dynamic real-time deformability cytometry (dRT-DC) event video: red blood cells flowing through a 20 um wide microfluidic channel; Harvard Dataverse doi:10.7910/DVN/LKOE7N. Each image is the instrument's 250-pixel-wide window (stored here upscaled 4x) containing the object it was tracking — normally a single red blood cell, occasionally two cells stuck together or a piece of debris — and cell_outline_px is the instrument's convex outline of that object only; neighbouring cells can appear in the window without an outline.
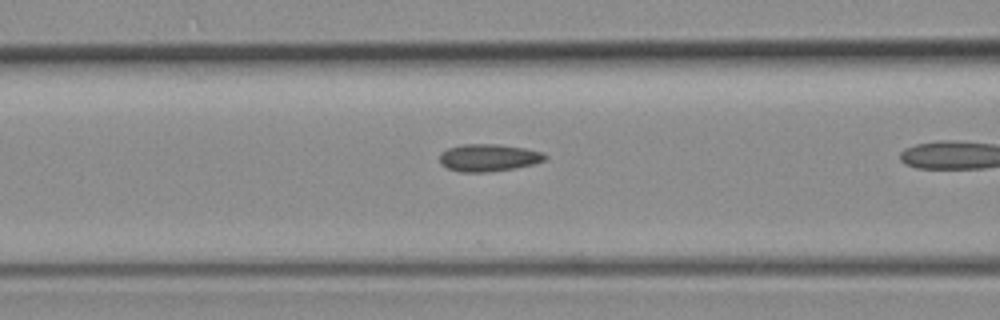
{"species": "common noctule bat (a hibernating species)", "species_latin": "Nyctalus noctula", "temperature_condition": "room temperature", "stored_images_in_passage": 10, "camera_frame_rate_fps": 3000, "um_per_image_px": 0.085, "animal": {"sex": "female", "body_mass_g": 19.3, "forearm_length_mm": 54.1}, "frame": {"image": 1, "passage_image": 9, "time_ms": 2.667, "image_size_px": [1000, 320], "cell_outline_px": [[548, 156], [544, 160], [536, 164], [516, 168], [488, 172], [460, 172], [448, 168], [440, 164], [440, 152], [448, 148], [464, 144], [496, 144], [524, 148], [544, 152]], "centroid_in_image_um": [41.54, 13.41], "position_along_channel_um": 125.1, "area_um2": 16.94}}